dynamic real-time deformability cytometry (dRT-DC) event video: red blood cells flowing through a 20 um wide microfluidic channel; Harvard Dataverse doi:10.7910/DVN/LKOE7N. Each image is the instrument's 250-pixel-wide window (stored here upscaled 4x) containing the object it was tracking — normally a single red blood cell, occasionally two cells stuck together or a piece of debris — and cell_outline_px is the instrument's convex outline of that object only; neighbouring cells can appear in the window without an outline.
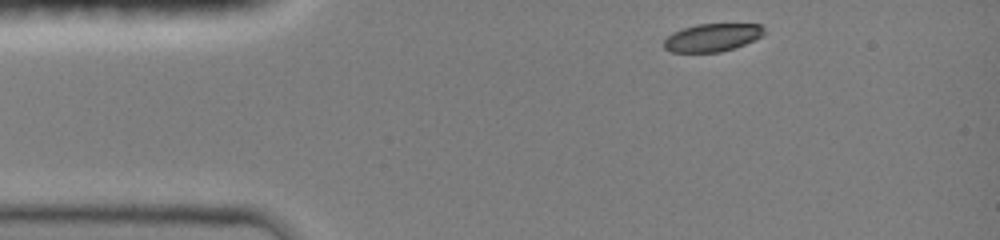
{"species": "common noctule bat (a hibernating species)", "species_latin": "Nyctalus noctula", "temperature_condition": "room temperature", "stored_images_in_passage": 12, "camera_frame_rate_fps": 3000, "um_per_image_px": 0.085, "animal": {"sex": "female", "body_mass_g": 19.0, "forearm_length_mm": 51.5}, "frame": {"image": 1, "passage_image": 1, "time_ms": 0.0, "image_size_px": [1000, 240], "cell_outline_px": [[764, 32], [760, 36], [744, 44], [720, 52], [672, 52], [664, 48], [664, 40], [672, 32], [696, 24], [760, 24], [764, 28]], "centroid_in_image_um": [60.5, 3.18], "position_along_channel_um": 24.5, "area_um2": 16.07}}
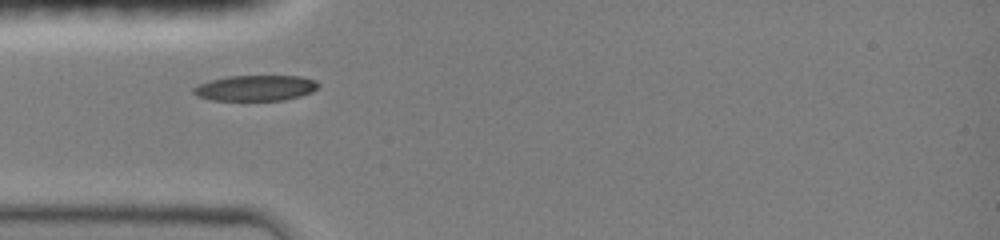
{"frame": {"image": 2, "passage_image": 7, "time_ms": 2.333, "image_size_px": [1000, 240], "cell_outline_px": [[320, 84], [312, 92], [300, 96], [284, 100], [212, 100], [196, 96], [192, 92], [192, 88], [208, 80], [228, 76], [300, 76], [316, 80]], "centroid_in_image_um": [21.7, 7.48], "position_along_channel_um": 63.3, "area_um2": 18.73}}
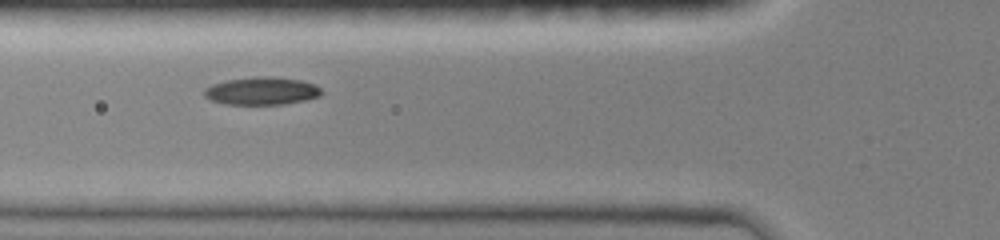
{"frame": {"image": 3, "passage_image": 10, "time_ms": 3.333, "image_size_px": [1000, 240], "cell_outline_px": [[324, 92], [320, 96], [304, 100], [284, 104], [224, 104], [212, 100], [204, 96], [204, 88], [212, 84], [224, 80], [256, 76], [272, 76], [300, 80], [316, 84]], "centroid_in_image_um": [22.25, 7.72], "position_along_channel_um": 103.6, "area_um2": 19.13}}